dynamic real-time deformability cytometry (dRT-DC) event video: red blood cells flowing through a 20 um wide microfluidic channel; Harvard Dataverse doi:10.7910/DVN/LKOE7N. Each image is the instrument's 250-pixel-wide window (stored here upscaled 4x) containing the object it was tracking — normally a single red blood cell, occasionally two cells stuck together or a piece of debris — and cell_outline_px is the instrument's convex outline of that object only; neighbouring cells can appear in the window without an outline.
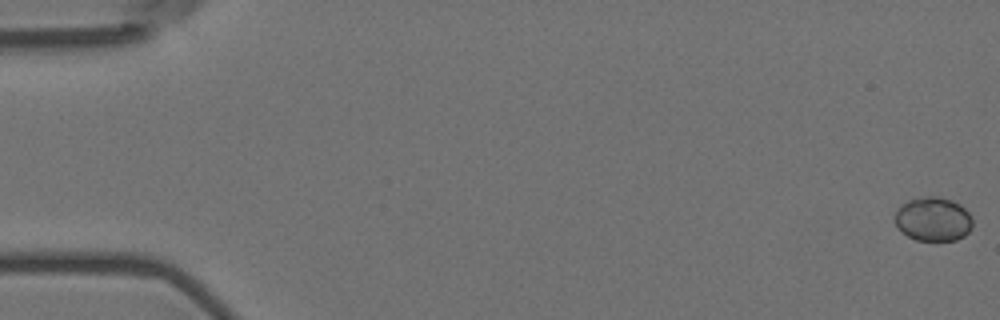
{"species": "Egyptian fruit bat (a non-hibernating species)", "species_latin": "Rousettus aegyptiacus", "temperature_condition": "room temperature", "stored_images_in_passage": 5, "camera_frame_rate_fps": 3000, "um_per_image_px": 0.085, "animal": {"sex": "female"}, "frame": {"image": 1, "passage_image": 1, "time_ms": 0.0, "image_size_px": [1000, 320], "cell_outline_px": [[972, 228], [964, 236], [956, 240], [916, 240], [908, 236], [896, 224], [892, 216], [908, 200], [924, 196], [936, 196], [952, 200], [960, 204], [972, 216]], "centroid_in_image_um": [79.34, 18.62], "position_along_channel_um": 5.7, "area_um2": 19.88}}